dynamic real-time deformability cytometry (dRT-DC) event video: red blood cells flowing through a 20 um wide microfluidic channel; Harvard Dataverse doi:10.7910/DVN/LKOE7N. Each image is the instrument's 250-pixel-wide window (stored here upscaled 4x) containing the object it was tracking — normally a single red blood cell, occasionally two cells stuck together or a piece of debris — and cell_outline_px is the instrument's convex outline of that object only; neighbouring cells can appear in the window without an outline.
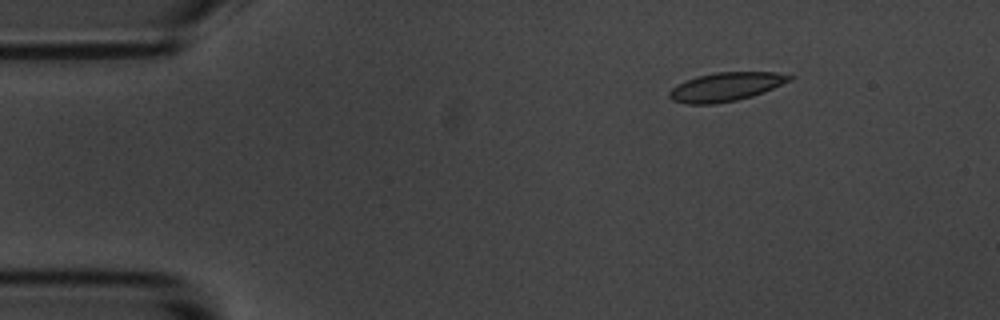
{"species": "common noctule bat (a hibernating species)", "species_latin": "Nyctalus noctula", "temperature_condition": "room temperature", "stored_images_in_passage": 11, "camera_frame_rate_fps": 3000, "um_per_image_px": 0.085, "animal": {"sex": "male", "body_mass_g": 20.1, "forearm_length_mm": 53.5}, "frame": {"image": 1, "passage_image": 2, "time_ms": 2.0, "image_size_px": [1000, 320], "cell_outline_px": [[796, 76], [792, 80], [764, 92], [752, 96], [736, 100], [716, 104], [688, 104], [672, 100], [668, 96], [668, 92], [676, 84], [696, 76], [716, 72], [776, 72]], "centroid_in_image_um": [61.7, 7.37], "position_along_channel_um": 23.3, "area_um2": 20.29}}
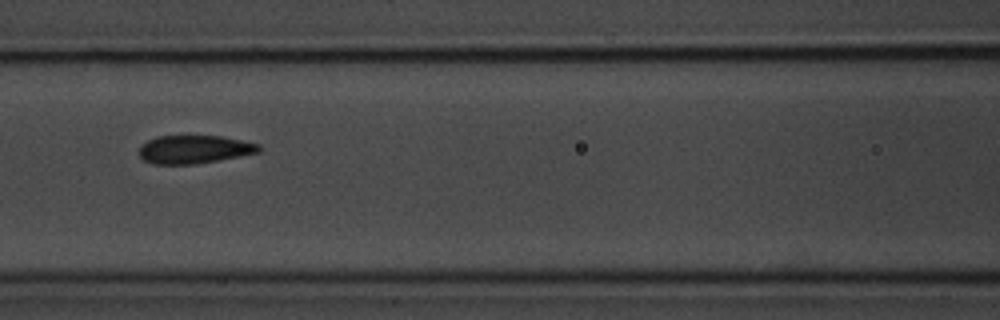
{"frame": {"image": 2, "passage_image": 7, "time_ms": 7.667, "image_size_px": [1000, 320], "cell_outline_px": [[260, 152], [240, 156], [196, 164], [152, 164], [144, 160], [140, 156], [140, 144], [156, 136], [220, 136], [260, 144]], "centroid_in_image_um": [16.49, 12.7], "position_along_channel_um": 150.1, "area_um2": 19.65}}
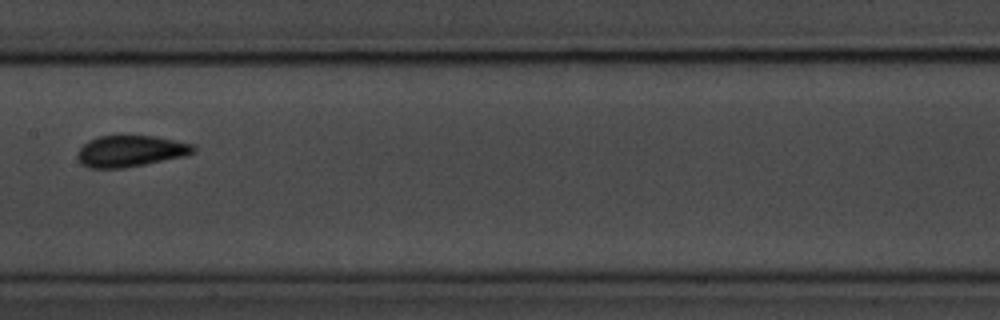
{"frame": {"image": 3, "passage_image": 8, "time_ms": 9.0, "image_size_px": [1000, 320], "cell_outline_px": [[196, 152], [184, 156], [124, 168], [88, 168], [80, 164], [76, 156], [76, 152], [88, 140], [100, 136], [152, 136], [192, 144], [196, 148]], "centroid_in_image_um": [11.04, 12.85], "position_along_channel_um": 196.4, "area_um2": 21.1}}